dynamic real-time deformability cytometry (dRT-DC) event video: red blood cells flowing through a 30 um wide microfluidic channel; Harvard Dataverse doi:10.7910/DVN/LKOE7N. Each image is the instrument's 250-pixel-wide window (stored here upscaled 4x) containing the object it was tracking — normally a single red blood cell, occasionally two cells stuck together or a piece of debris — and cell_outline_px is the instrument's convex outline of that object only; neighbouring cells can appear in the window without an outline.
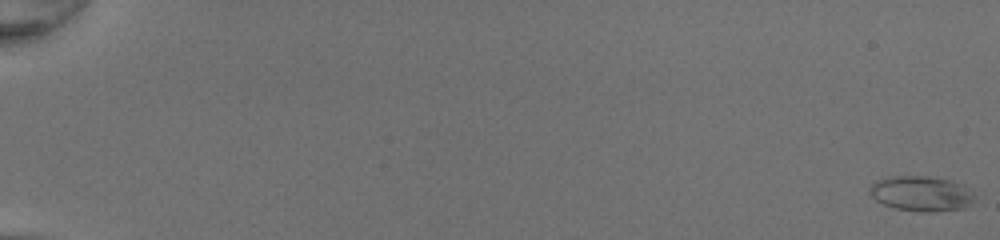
{"species": "common noctule bat (a hibernating species)", "species_latin": "Nyctalus noctula", "temperature_condition": "room temperature", "stored_images_in_passage": 52, "camera_frame_rate_fps": 3000, "um_per_image_px": 0.085, "animal": {"sex": "female", "body_mass_g": 20.0, "forearm_length_mm": 54.0}, "frame": {"image": 1, "passage_image": 1, "time_ms": 0.0, "image_size_px": [1000, 240], "cell_outline_px": [[976, 200], [972, 204], [964, 208], [936, 212], [920, 212], [896, 208], [884, 204], [876, 200], [868, 192], [868, 188], [876, 180], [888, 176], [928, 176], [948, 180], [960, 184], [976, 196]], "centroid_in_image_um": [78.3, 16.46], "position_along_channel_um": 6.7, "area_um2": 21.62}}
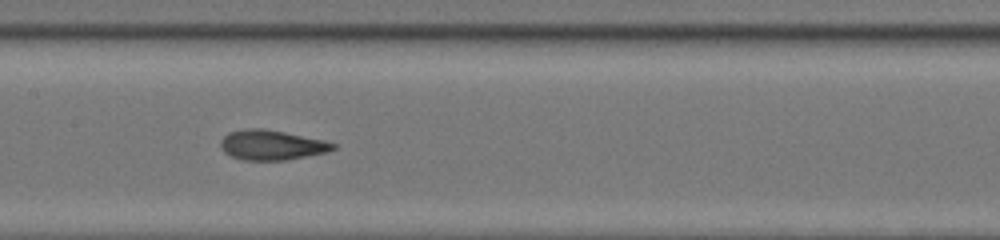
{"frame": {"image": 2, "passage_image": 29, "time_ms": 9.333, "image_size_px": [1000, 240], "cell_outline_px": [[336, 148], [328, 152], [288, 160], [244, 160], [232, 156], [224, 152], [220, 148], [220, 140], [228, 132], [244, 128], [264, 128], [324, 140], [336, 144]], "centroid_in_image_um": [23.08, 12.32], "position_along_channel_um": 184.3, "area_um2": 19.77}}
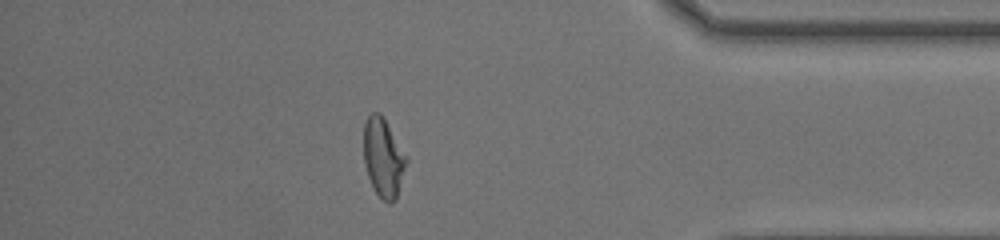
{"frame": {"image": 3, "passage_image": 46, "time_ms": 15.0, "image_size_px": [1000, 240], "cell_outline_px": [[408, 160], [396, 200], [388, 204], [376, 192], [368, 176], [364, 164], [364, 124], [368, 116], [372, 112], [380, 112], [384, 116], [408, 156]], "centroid_in_image_um": [32.61, 13.36], "position_along_channel_um": 402.6, "area_um2": 19.88}, "authors_computed_cell_mechanics": {"area_um2": 19.9988, "velocity_mm_per_s": 4.2969, "shape_relaxation_time_tau1_ms": null, "shape_relaxation_time_tau2_ms": 1.3997, "deformation_change_tau1": null, "deformation_change_tau2": 0.0815}}